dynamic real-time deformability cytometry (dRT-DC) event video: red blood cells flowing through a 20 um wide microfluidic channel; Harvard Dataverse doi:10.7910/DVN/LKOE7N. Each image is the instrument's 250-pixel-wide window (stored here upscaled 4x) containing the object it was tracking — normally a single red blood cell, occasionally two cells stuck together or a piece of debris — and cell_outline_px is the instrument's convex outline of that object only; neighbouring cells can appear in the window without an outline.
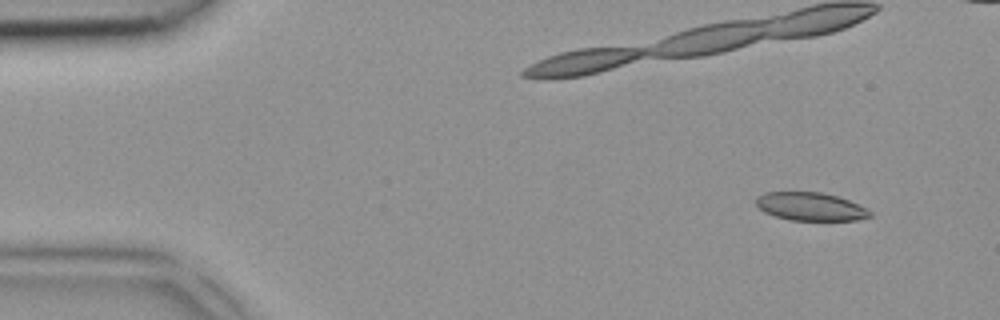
{"species": "common noctule bat (a hibernating species)", "species_latin": "Nyctalus noctula", "temperature_condition": "room temperature", "stored_images_in_passage": 7, "camera_frame_rate_fps": 3000, "um_per_image_px": 0.085, "animal": {"sex": "female", "body_mass_g": 18.4}, "frame": {"image": 1, "passage_image": 1, "time_ms": 0.0, "image_size_px": [1000, 320], "cell_outline_px": [[872, 216], [856, 220], [788, 220], [764, 212], [756, 204], [756, 196], [764, 192], [820, 192], [840, 196], [872, 212]], "centroid_in_image_um": [68.87, 17.55], "position_along_channel_um": 16.1, "area_um2": 18.67}}
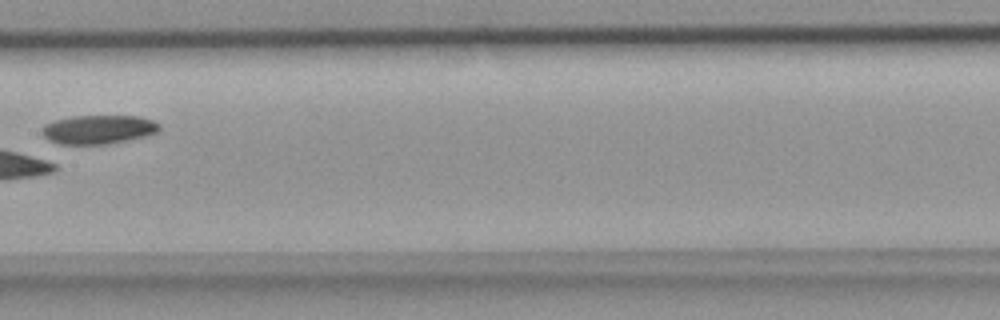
{"frame": {"image": 2, "passage_image": 7, "time_ms": 2.0, "image_size_px": [1000, 320], "cell_outline_px": [[160, 128], [156, 132], [144, 136], [104, 144], [60, 144], [48, 140], [40, 132], [40, 128], [44, 124], [52, 120], [72, 116], [136, 116], [152, 120], [160, 124]], "centroid_in_image_um": [8.28, 10.99], "position_along_channel_um": 199.1, "area_um2": 19.71}}